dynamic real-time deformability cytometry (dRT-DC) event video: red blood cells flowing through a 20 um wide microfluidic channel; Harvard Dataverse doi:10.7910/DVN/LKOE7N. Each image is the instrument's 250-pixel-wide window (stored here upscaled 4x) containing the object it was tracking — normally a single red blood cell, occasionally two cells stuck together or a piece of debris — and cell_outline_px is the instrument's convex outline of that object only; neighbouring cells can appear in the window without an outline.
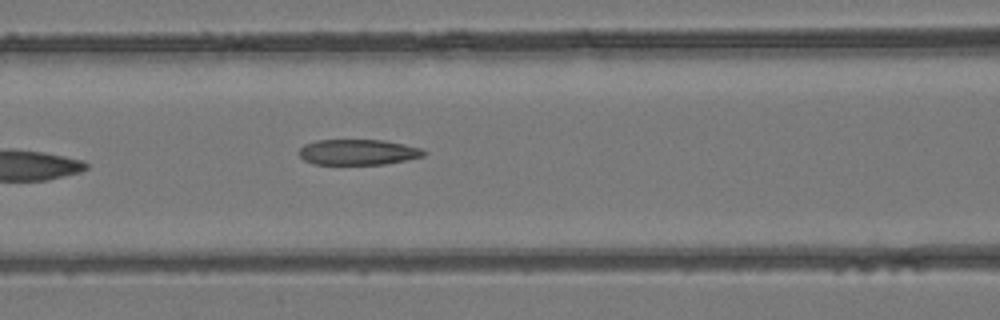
{"species": "common noctule bat (a hibernating species)", "species_latin": "Nyctalus noctula", "temperature_condition": "room temperature", "stored_images_in_passage": 6, "camera_frame_rate_fps": 3000, "um_per_image_px": 0.085, "animal": {"sex": "female", "body_mass_g": 24.6, "forearm_length_mm": 56.2}, "frame": {"image": 1, "passage_image": 6, "time_ms": 5.667, "image_size_px": [1000, 320], "cell_outline_px": [[428, 152], [424, 156], [384, 164], [312, 164], [304, 160], [300, 156], [300, 148], [304, 144], [316, 140], [384, 140], [404, 144], [420, 148]], "centroid_in_image_um": [30.43, 12.92], "position_along_channel_um": 136.2, "area_um2": 18.55}}